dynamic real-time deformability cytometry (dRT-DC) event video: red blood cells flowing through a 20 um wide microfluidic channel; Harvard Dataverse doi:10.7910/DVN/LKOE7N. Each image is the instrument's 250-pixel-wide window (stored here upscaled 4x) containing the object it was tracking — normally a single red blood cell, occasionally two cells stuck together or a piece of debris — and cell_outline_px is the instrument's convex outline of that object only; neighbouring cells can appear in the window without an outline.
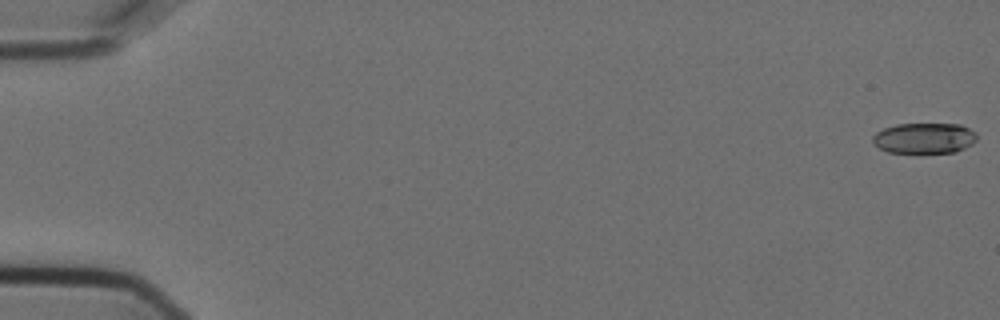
{"species": "Egyptian fruit bat (a non-hibernating species)", "species_latin": "Rousettus aegyptiacus", "temperature_condition": "cold", "stored_images_in_passage": 57, "camera_frame_rate_fps": 3000, "um_per_image_px": 0.085, "animal": {"sex": "female"}, "frame": {"image": 1, "passage_image": 1, "time_ms": 0.0, "image_size_px": [1000, 320], "cell_outline_px": [[976, 140], [972, 144], [956, 152], [888, 152], [880, 148], [872, 140], [872, 136], [876, 132], [884, 128], [896, 124], [960, 124], [976, 132]], "centroid_in_image_um": [78.58, 11.73], "position_along_channel_um": 6.4, "area_um2": 18.44}}
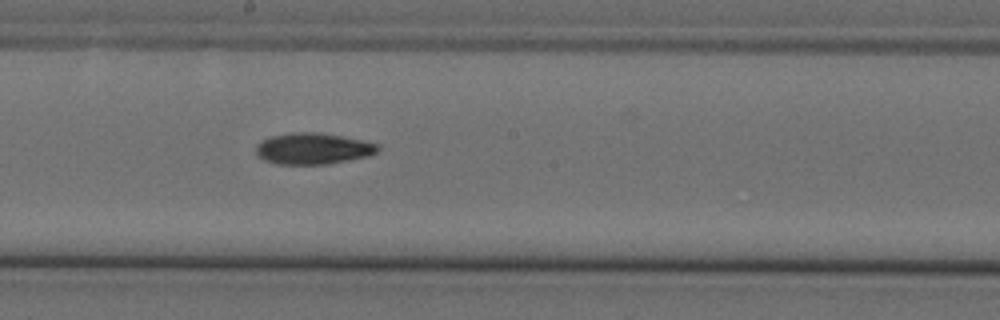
{"frame": {"image": 2, "passage_image": 32, "time_ms": 10.333, "image_size_px": [1000, 320], "cell_outline_px": [[380, 148], [376, 152], [368, 156], [328, 164], [276, 164], [264, 160], [256, 152], [256, 144], [272, 136], [292, 132], [320, 132], [344, 136], [380, 144]], "centroid_in_image_um": [26.63, 12.62], "position_along_channel_um": 221.6, "area_um2": 22.25}}
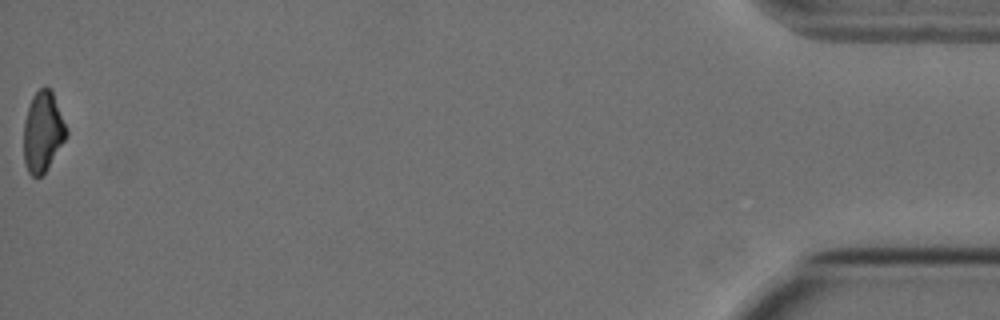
{"frame": {"image": 3, "passage_image": 57, "time_ms": 18.667, "image_size_px": [1000, 320], "cell_outline_px": [[68, 132], [64, 140], [48, 168], [40, 176], [32, 176], [28, 172], [24, 164], [24, 120], [32, 96], [44, 84], [52, 88], [68, 128]], "centroid_in_image_um": [3.65, 11.14], "position_along_channel_um": 431.5, "area_um2": 20.23}}